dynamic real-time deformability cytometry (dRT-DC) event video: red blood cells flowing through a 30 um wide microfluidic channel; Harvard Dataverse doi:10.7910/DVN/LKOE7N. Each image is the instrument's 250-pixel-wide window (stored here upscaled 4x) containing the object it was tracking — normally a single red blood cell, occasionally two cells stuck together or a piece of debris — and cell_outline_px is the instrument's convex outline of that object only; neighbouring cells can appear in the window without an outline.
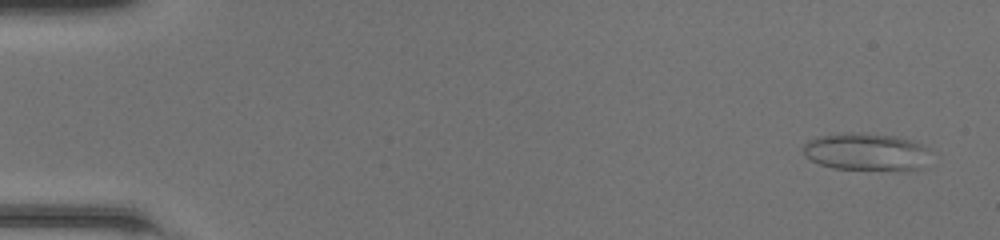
{"species": "common noctule bat (a hibernating species)", "species_latin": "Nyctalus noctula", "temperature_condition": "room temperature", "stored_images_in_passage": 14, "camera_frame_rate_fps": 3000, "um_per_image_px": 0.085, "animal": {"sex": "female", "body_mass_g": 20.0, "forearm_length_mm": 54.0}, "frame": {"image": 1, "passage_image": 3, "time_ms": 0.667, "image_size_px": [1000, 240], "cell_outline_px": [[928, 148], [916, 168], [832, 168], [820, 164], [804, 156], [804, 144], [808, 140], [816, 136], [844, 132], [860, 132], [896, 136], [920, 144]], "centroid_in_image_um": [73.43, 12.84], "position_along_channel_um": 11.6, "area_um2": 26.53}}